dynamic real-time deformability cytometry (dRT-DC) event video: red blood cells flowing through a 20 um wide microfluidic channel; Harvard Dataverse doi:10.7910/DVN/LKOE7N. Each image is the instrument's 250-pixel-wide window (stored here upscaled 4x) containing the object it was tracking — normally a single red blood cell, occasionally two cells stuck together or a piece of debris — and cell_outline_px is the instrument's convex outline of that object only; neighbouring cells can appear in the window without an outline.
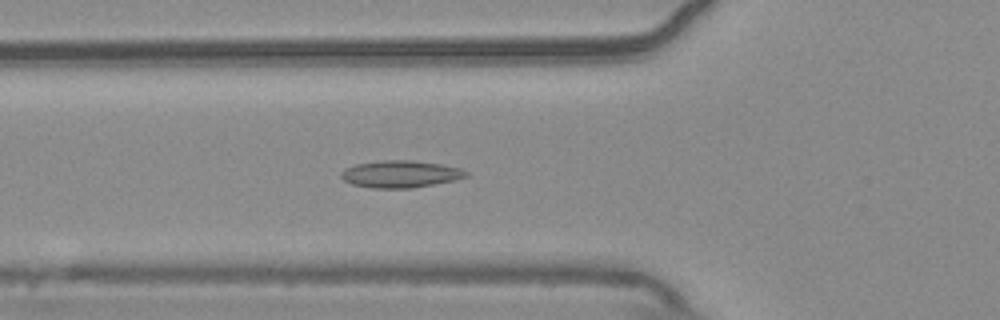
{"species": "common noctule bat (a hibernating species)", "species_latin": "Nyctalus noctula", "temperature_condition": "warm", "stored_images_in_passage": 55, "camera_frame_rate_fps": 3000, "um_per_image_px": 0.085, "animal": {"sex": "male", "body_mass_g": 20.4}, "frame": {"image": 1, "passage_image": 19, "time_ms": 6.0, "image_size_px": [1000, 320], "cell_outline_px": [[468, 176], [456, 180], [412, 188], [372, 188], [352, 184], [344, 180], [340, 176], [340, 172], [356, 164], [380, 160], [412, 160], [440, 164], [460, 168], [468, 172]], "centroid_in_image_um": [34.05, 14.79], "position_along_channel_um": 91.7, "area_um2": 19.71}}
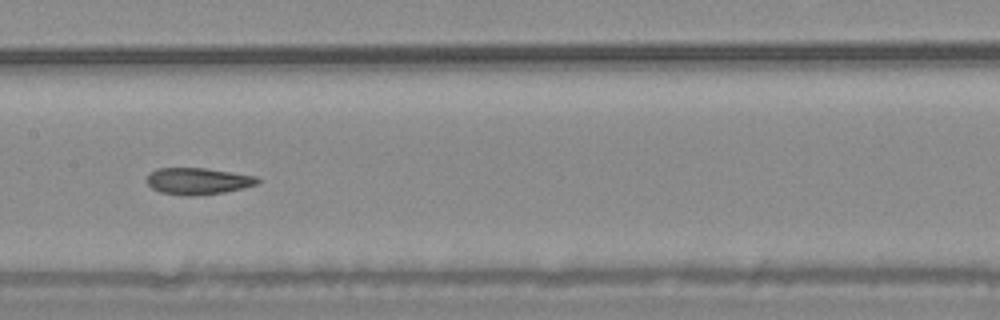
{"frame": {"image": 2, "passage_image": 27, "time_ms": 8.667, "image_size_px": [1000, 320], "cell_outline_px": [[260, 180], [256, 184], [244, 188], [224, 192], [196, 196], [180, 196], [160, 192], [152, 188], [148, 184], [148, 172], [156, 168], [204, 168], [256, 176]], "centroid_in_image_um": [16.79, 15.4], "position_along_channel_um": 190.6, "area_um2": 17.28}}
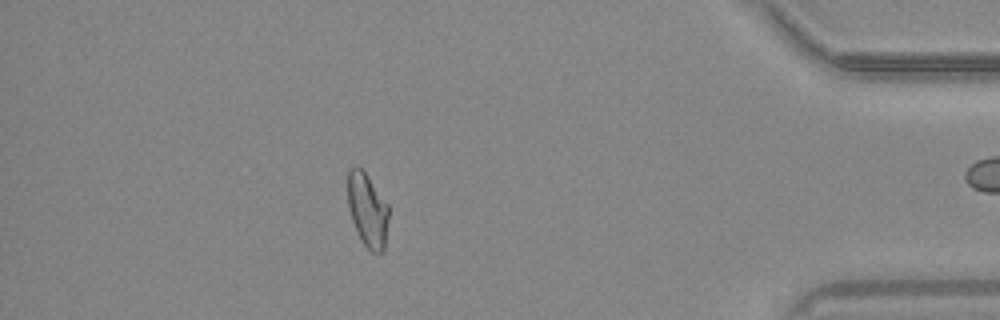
{"frame": {"image": 3, "passage_image": 48, "time_ms": 15.667, "image_size_px": [1000, 320], "cell_outline_px": [[388, 220], [384, 252], [380, 256], [372, 252], [360, 240], [352, 220], [348, 208], [348, 168], [356, 164], [364, 172], [388, 204]], "centroid_in_image_um": [31.23, 17.89], "position_along_channel_um": 404.0, "area_um2": 17.74}, "authors_computed_cell_mechanics": {"area_um2": 18.207, "velocity_mm_per_s": 3.6916, "shape_relaxation_time_tau1_ms": null, "shape_relaxation_time_tau2_ms": 2.9859, "deformation_change_tau1": null, "deformation_change_tau2": 0.0871}}